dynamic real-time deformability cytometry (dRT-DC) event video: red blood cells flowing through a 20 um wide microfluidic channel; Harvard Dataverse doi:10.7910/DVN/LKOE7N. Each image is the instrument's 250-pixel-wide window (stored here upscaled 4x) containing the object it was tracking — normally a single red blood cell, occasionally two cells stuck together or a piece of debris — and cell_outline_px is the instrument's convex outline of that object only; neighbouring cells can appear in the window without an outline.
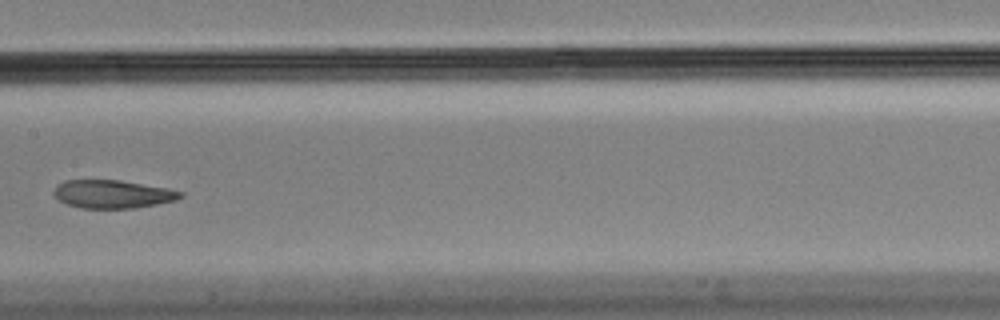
{"species": "Egyptian fruit bat (a non-hibernating species)", "species_latin": "Rousettus aegyptiacus", "temperature_condition": "cold", "stored_images_in_passage": 9, "camera_frame_rate_fps": 3000, "um_per_image_px": 0.085, "animal": {"sex": "male"}, "frame": {"image": 1, "passage_image": 9, "time_ms": 2.667, "image_size_px": [1000, 320], "cell_outline_px": [[184, 196], [176, 200], [136, 208], [80, 208], [68, 204], [60, 200], [52, 192], [56, 184], [64, 180], [120, 180], [168, 188], [184, 192]], "centroid_in_image_um": [9.58, 16.49], "position_along_channel_um": 197.8, "area_um2": 20.87}}